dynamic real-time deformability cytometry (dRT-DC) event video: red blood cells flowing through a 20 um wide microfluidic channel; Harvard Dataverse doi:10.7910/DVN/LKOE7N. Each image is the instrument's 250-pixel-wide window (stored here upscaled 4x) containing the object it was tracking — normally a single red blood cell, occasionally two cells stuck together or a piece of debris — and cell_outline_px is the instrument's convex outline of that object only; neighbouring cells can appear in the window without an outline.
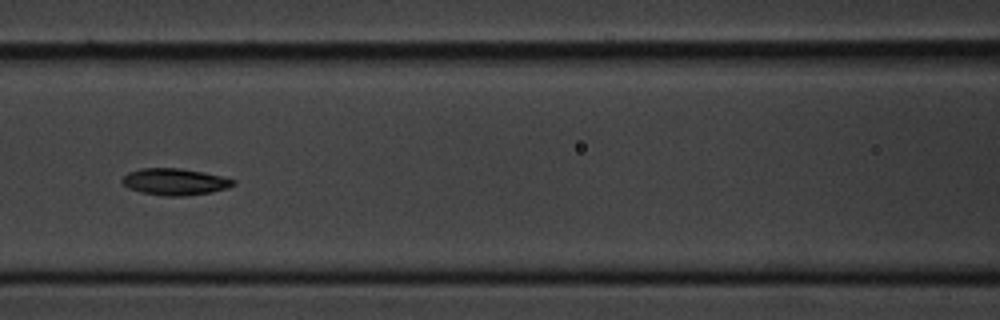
{"species": "common noctule bat (a hibernating species)", "species_latin": "Nyctalus noctula", "temperature_condition": "cold", "stored_images_in_passage": 9, "camera_frame_rate_fps": 3000, "um_per_image_px": 0.085, "animal": {"sex": "male", "body_mass_g": 20.1, "forearm_length_mm": 53.5}, "frame": {"image": 1, "passage_image": 6, "time_ms": 5.667, "image_size_px": [1000, 320], "cell_outline_px": [[236, 184], [228, 188], [212, 192], [184, 196], [164, 196], [140, 192], [128, 188], [120, 180], [128, 172], [140, 168], [180, 168], [204, 172], [236, 180]], "centroid_in_image_um": [14.86, 15.45], "position_along_channel_um": 151.7, "area_um2": 17.4}}
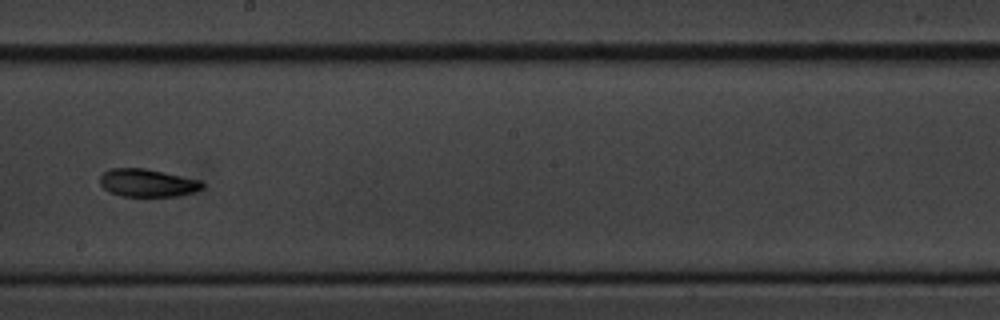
{"frame": {"image": 2, "passage_image": 8, "time_ms": 8.0, "image_size_px": [1000, 320], "cell_outline_px": [[204, 188], [180, 196], [120, 196], [104, 188], [100, 184], [100, 176], [104, 172], [112, 168], [144, 168], [204, 180]], "centroid_in_image_um": [12.59, 15.54], "position_along_channel_um": 235.6, "area_um2": 16.7}}
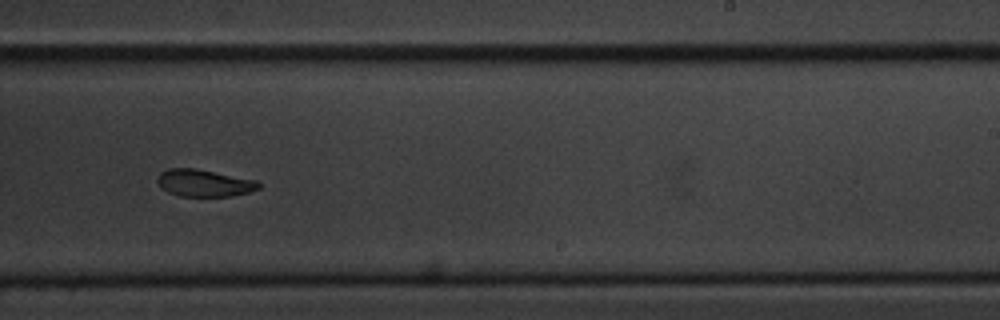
{"frame": {"image": 3, "passage_image": 9, "time_ms": 9.0, "image_size_px": [1000, 320], "cell_outline_px": [[260, 188], [248, 192], [232, 196], [180, 196], [168, 192], [160, 188], [156, 180], [160, 172], [168, 168], [196, 168], [256, 180], [260, 184]], "centroid_in_image_um": [17.31, 15.55], "position_along_channel_um": 271.7, "area_um2": 16.07}}